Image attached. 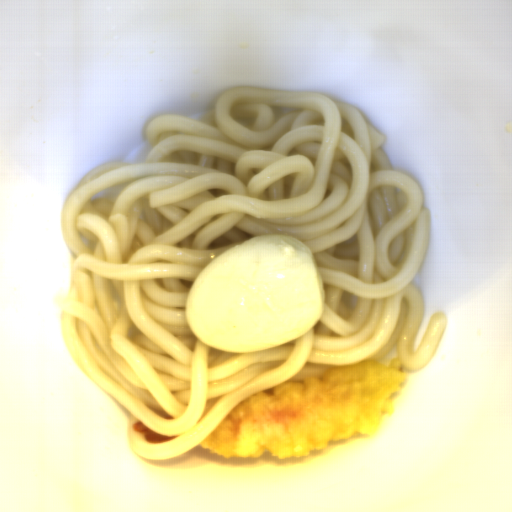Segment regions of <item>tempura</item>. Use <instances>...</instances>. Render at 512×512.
<instances>
[{
    "instance_id": "1",
    "label": "tempura",
    "mask_w": 512,
    "mask_h": 512,
    "mask_svg": "<svg viewBox=\"0 0 512 512\" xmlns=\"http://www.w3.org/2000/svg\"><path fill=\"white\" fill-rule=\"evenodd\" d=\"M409 375L403 361L364 360L287 381L234 407L199 446L230 459L302 458L354 434L375 435Z\"/></svg>"
},
{
    "instance_id": "2",
    "label": "tempura",
    "mask_w": 512,
    "mask_h": 512,
    "mask_svg": "<svg viewBox=\"0 0 512 512\" xmlns=\"http://www.w3.org/2000/svg\"><path fill=\"white\" fill-rule=\"evenodd\" d=\"M133 431L136 433H142L143 440L145 443L149 444H159V443H166L169 441L174 440L178 437V435H163L159 434L150 428H148L145 424H143L141 421L134 422L132 424Z\"/></svg>"
}]
</instances>
